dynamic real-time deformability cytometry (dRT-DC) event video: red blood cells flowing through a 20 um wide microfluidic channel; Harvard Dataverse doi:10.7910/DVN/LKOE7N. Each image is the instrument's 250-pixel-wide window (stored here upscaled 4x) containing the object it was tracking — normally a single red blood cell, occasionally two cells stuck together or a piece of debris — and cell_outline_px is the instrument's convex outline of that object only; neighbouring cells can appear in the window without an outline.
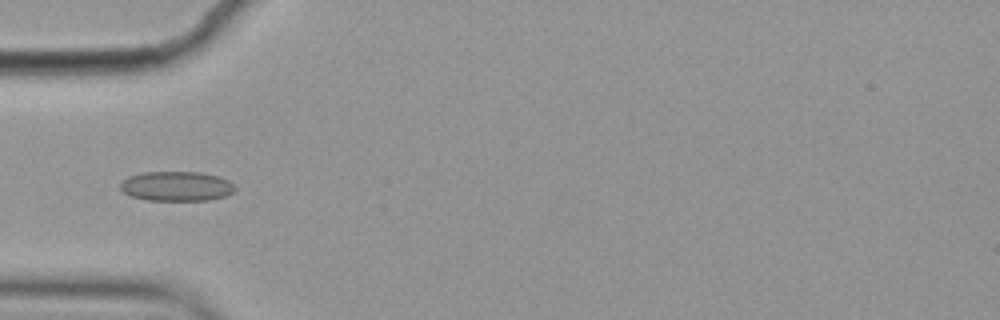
{"species": "common noctule bat (a hibernating species)", "species_latin": "Nyctalus noctula", "temperature_condition": "cold", "stored_images_in_passage": 3, "camera_frame_rate_fps": 3000, "um_per_image_px": 0.085, "animal": {"sex": "female", "body_mass_g": 19.9}, "frame": {"image": 1, "passage_image": 1, "time_ms": 0.0, "image_size_px": [1000, 320], "cell_outline_px": [[236, 188], [232, 192], [224, 196], [208, 200], [148, 200], [132, 196], [124, 192], [120, 188], [120, 184], [128, 176], [144, 172], [200, 172], [216, 176], [228, 180]], "centroid_in_image_um": [14.99, 15.82], "position_along_channel_um": 70.0, "area_um2": 19.59}}
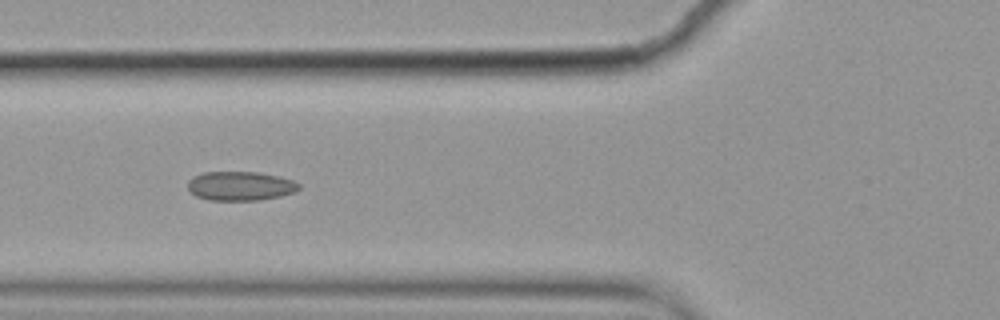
{"frame": {"image": 2, "passage_image": 2, "time_ms": 0.333, "image_size_px": [1000, 320], "cell_outline_px": [[300, 188], [296, 192], [280, 196], [260, 200], [208, 200], [196, 196], [188, 188], [188, 180], [204, 172], [260, 172], [280, 176], [292, 180], [300, 184]], "centroid_in_image_um": [20.47, 15.81], "position_along_channel_um": 105.3, "area_um2": 18.9}}
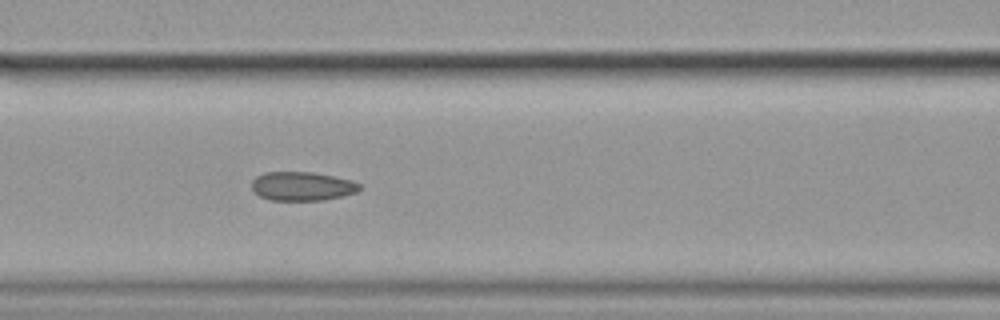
{"frame": {"image": 3, "passage_image": 3, "time_ms": 0.667, "image_size_px": [1000, 320], "cell_outline_px": [[360, 188], [356, 192], [344, 196], [324, 200], [268, 200], [260, 196], [252, 188], [252, 180], [256, 176], [264, 172], [312, 172], [352, 180], [360, 184]], "centroid_in_image_um": [25.68, 15.83], "position_along_channel_um": 140.9, "area_um2": 18.15}}